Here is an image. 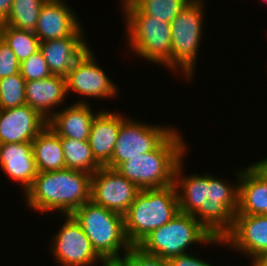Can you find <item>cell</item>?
Segmentation results:
<instances>
[{
	"mask_svg": "<svg viewBox=\"0 0 267 266\" xmlns=\"http://www.w3.org/2000/svg\"><path fill=\"white\" fill-rule=\"evenodd\" d=\"M91 175L64 168L38 172L31 187L24 193L33 210L60 211L64 216L90 201Z\"/></svg>",
	"mask_w": 267,
	"mask_h": 266,
	"instance_id": "cell-1",
	"label": "cell"
},
{
	"mask_svg": "<svg viewBox=\"0 0 267 266\" xmlns=\"http://www.w3.org/2000/svg\"><path fill=\"white\" fill-rule=\"evenodd\" d=\"M175 129L155 150L119 164L115 170L140 190L162 188L174 184L177 164L187 149Z\"/></svg>",
	"mask_w": 267,
	"mask_h": 266,
	"instance_id": "cell-2",
	"label": "cell"
},
{
	"mask_svg": "<svg viewBox=\"0 0 267 266\" xmlns=\"http://www.w3.org/2000/svg\"><path fill=\"white\" fill-rule=\"evenodd\" d=\"M179 213L175 185L140 190L124 215L125 235L137 246L153 230L160 228Z\"/></svg>",
	"mask_w": 267,
	"mask_h": 266,
	"instance_id": "cell-3",
	"label": "cell"
},
{
	"mask_svg": "<svg viewBox=\"0 0 267 266\" xmlns=\"http://www.w3.org/2000/svg\"><path fill=\"white\" fill-rule=\"evenodd\" d=\"M81 225L93 249L103 260H116L132 246L124 230V216L103 206L86 202L71 214Z\"/></svg>",
	"mask_w": 267,
	"mask_h": 266,
	"instance_id": "cell-4",
	"label": "cell"
},
{
	"mask_svg": "<svg viewBox=\"0 0 267 266\" xmlns=\"http://www.w3.org/2000/svg\"><path fill=\"white\" fill-rule=\"evenodd\" d=\"M224 243L223 238L212 237L191 214L179 212L169 222L153 230L136 247L143 253L169 259L187 253L193 243Z\"/></svg>",
	"mask_w": 267,
	"mask_h": 266,
	"instance_id": "cell-5",
	"label": "cell"
},
{
	"mask_svg": "<svg viewBox=\"0 0 267 266\" xmlns=\"http://www.w3.org/2000/svg\"><path fill=\"white\" fill-rule=\"evenodd\" d=\"M130 48L139 56L171 68V24L143 15L129 0H123Z\"/></svg>",
	"mask_w": 267,
	"mask_h": 266,
	"instance_id": "cell-6",
	"label": "cell"
},
{
	"mask_svg": "<svg viewBox=\"0 0 267 266\" xmlns=\"http://www.w3.org/2000/svg\"><path fill=\"white\" fill-rule=\"evenodd\" d=\"M203 2V0H192L171 22V69H181L189 80L194 74L202 37Z\"/></svg>",
	"mask_w": 267,
	"mask_h": 266,
	"instance_id": "cell-7",
	"label": "cell"
},
{
	"mask_svg": "<svg viewBox=\"0 0 267 266\" xmlns=\"http://www.w3.org/2000/svg\"><path fill=\"white\" fill-rule=\"evenodd\" d=\"M235 185L208 173V199L193 217L212 237L223 238L232 229L239 196V186Z\"/></svg>",
	"mask_w": 267,
	"mask_h": 266,
	"instance_id": "cell-8",
	"label": "cell"
},
{
	"mask_svg": "<svg viewBox=\"0 0 267 266\" xmlns=\"http://www.w3.org/2000/svg\"><path fill=\"white\" fill-rule=\"evenodd\" d=\"M175 129L170 126L142 124L124 119L110 162L105 166L115 169L119 164L155 150Z\"/></svg>",
	"mask_w": 267,
	"mask_h": 266,
	"instance_id": "cell-9",
	"label": "cell"
},
{
	"mask_svg": "<svg viewBox=\"0 0 267 266\" xmlns=\"http://www.w3.org/2000/svg\"><path fill=\"white\" fill-rule=\"evenodd\" d=\"M140 189L115 169L101 167L91 175L90 200L125 215Z\"/></svg>",
	"mask_w": 267,
	"mask_h": 266,
	"instance_id": "cell-10",
	"label": "cell"
},
{
	"mask_svg": "<svg viewBox=\"0 0 267 266\" xmlns=\"http://www.w3.org/2000/svg\"><path fill=\"white\" fill-rule=\"evenodd\" d=\"M65 222L54 235L53 256L62 266H91L103 259L93 249L81 225L72 215H65Z\"/></svg>",
	"mask_w": 267,
	"mask_h": 266,
	"instance_id": "cell-11",
	"label": "cell"
},
{
	"mask_svg": "<svg viewBox=\"0 0 267 266\" xmlns=\"http://www.w3.org/2000/svg\"><path fill=\"white\" fill-rule=\"evenodd\" d=\"M95 60L90 47L76 60L66 76L67 94L72 90L76 94L98 99L116 96V85Z\"/></svg>",
	"mask_w": 267,
	"mask_h": 266,
	"instance_id": "cell-12",
	"label": "cell"
},
{
	"mask_svg": "<svg viewBox=\"0 0 267 266\" xmlns=\"http://www.w3.org/2000/svg\"><path fill=\"white\" fill-rule=\"evenodd\" d=\"M48 125L37 110L23 106L0 110V144L32 142Z\"/></svg>",
	"mask_w": 267,
	"mask_h": 266,
	"instance_id": "cell-13",
	"label": "cell"
},
{
	"mask_svg": "<svg viewBox=\"0 0 267 266\" xmlns=\"http://www.w3.org/2000/svg\"><path fill=\"white\" fill-rule=\"evenodd\" d=\"M76 13L63 0H46L40 10L34 34L40 42L68 36H83Z\"/></svg>",
	"mask_w": 267,
	"mask_h": 266,
	"instance_id": "cell-14",
	"label": "cell"
},
{
	"mask_svg": "<svg viewBox=\"0 0 267 266\" xmlns=\"http://www.w3.org/2000/svg\"><path fill=\"white\" fill-rule=\"evenodd\" d=\"M225 244L251 258L267 254V215L235 214L232 229L223 237Z\"/></svg>",
	"mask_w": 267,
	"mask_h": 266,
	"instance_id": "cell-15",
	"label": "cell"
},
{
	"mask_svg": "<svg viewBox=\"0 0 267 266\" xmlns=\"http://www.w3.org/2000/svg\"><path fill=\"white\" fill-rule=\"evenodd\" d=\"M0 167L9 178L22 184L25 193L38 173L32 142L0 144Z\"/></svg>",
	"mask_w": 267,
	"mask_h": 266,
	"instance_id": "cell-16",
	"label": "cell"
},
{
	"mask_svg": "<svg viewBox=\"0 0 267 266\" xmlns=\"http://www.w3.org/2000/svg\"><path fill=\"white\" fill-rule=\"evenodd\" d=\"M88 46L84 36H68L40 42L39 49L51 73L66 77Z\"/></svg>",
	"mask_w": 267,
	"mask_h": 266,
	"instance_id": "cell-17",
	"label": "cell"
},
{
	"mask_svg": "<svg viewBox=\"0 0 267 266\" xmlns=\"http://www.w3.org/2000/svg\"><path fill=\"white\" fill-rule=\"evenodd\" d=\"M124 119L125 117L108 110L98 112L93 119L88 142L94 158L102 167L112 158L120 125Z\"/></svg>",
	"mask_w": 267,
	"mask_h": 266,
	"instance_id": "cell-18",
	"label": "cell"
},
{
	"mask_svg": "<svg viewBox=\"0 0 267 266\" xmlns=\"http://www.w3.org/2000/svg\"><path fill=\"white\" fill-rule=\"evenodd\" d=\"M236 176L239 186L236 214L267 215V178L252 164Z\"/></svg>",
	"mask_w": 267,
	"mask_h": 266,
	"instance_id": "cell-19",
	"label": "cell"
},
{
	"mask_svg": "<svg viewBox=\"0 0 267 266\" xmlns=\"http://www.w3.org/2000/svg\"><path fill=\"white\" fill-rule=\"evenodd\" d=\"M25 95L26 104L49 120L51 113L54 114L52 109L61 105L66 99V77L52 74L41 80L26 81Z\"/></svg>",
	"mask_w": 267,
	"mask_h": 266,
	"instance_id": "cell-20",
	"label": "cell"
},
{
	"mask_svg": "<svg viewBox=\"0 0 267 266\" xmlns=\"http://www.w3.org/2000/svg\"><path fill=\"white\" fill-rule=\"evenodd\" d=\"M95 116L87 101L83 100L68 108L54 111L48 120V126L60 137L88 140Z\"/></svg>",
	"mask_w": 267,
	"mask_h": 266,
	"instance_id": "cell-21",
	"label": "cell"
},
{
	"mask_svg": "<svg viewBox=\"0 0 267 266\" xmlns=\"http://www.w3.org/2000/svg\"><path fill=\"white\" fill-rule=\"evenodd\" d=\"M183 161L181 160L174 172V185L177 191L179 212L193 215L208 199V173L205 175H189L182 177ZM182 190H178V188ZM180 192H183L182 194Z\"/></svg>",
	"mask_w": 267,
	"mask_h": 266,
	"instance_id": "cell-22",
	"label": "cell"
},
{
	"mask_svg": "<svg viewBox=\"0 0 267 266\" xmlns=\"http://www.w3.org/2000/svg\"><path fill=\"white\" fill-rule=\"evenodd\" d=\"M32 150L38 172L66 168L60 136L48 125L32 141Z\"/></svg>",
	"mask_w": 267,
	"mask_h": 266,
	"instance_id": "cell-23",
	"label": "cell"
},
{
	"mask_svg": "<svg viewBox=\"0 0 267 266\" xmlns=\"http://www.w3.org/2000/svg\"><path fill=\"white\" fill-rule=\"evenodd\" d=\"M60 142L66 168L93 174L102 167L94 158L88 140L60 137Z\"/></svg>",
	"mask_w": 267,
	"mask_h": 266,
	"instance_id": "cell-24",
	"label": "cell"
},
{
	"mask_svg": "<svg viewBox=\"0 0 267 266\" xmlns=\"http://www.w3.org/2000/svg\"><path fill=\"white\" fill-rule=\"evenodd\" d=\"M46 0H12L10 14L3 21L17 29L35 31L40 10Z\"/></svg>",
	"mask_w": 267,
	"mask_h": 266,
	"instance_id": "cell-25",
	"label": "cell"
},
{
	"mask_svg": "<svg viewBox=\"0 0 267 266\" xmlns=\"http://www.w3.org/2000/svg\"><path fill=\"white\" fill-rule=\"evenodd\" d=\"M2 39L12 49L20 63L39 50V38L32 31L4 24Z\"/></svg>",
	"mask_w": 267,
	"mask_h": 266,
	"instance_id": "cell-26",
	"label": "cell"
},
{
	"mask_svg": "<svg viewBox=\"0 0 267 266\" xmlns=\"http://www.w3.org/2000/svg\"><path fill=\"white\" fill-rule=\"evenodd\" d=\"M143 15L170 23L192 0H129Z\"/></svg>",
	"mask_w": 267,
	"mask_h": 266,
	"instance_id": "cell-27",
	"label": "cell"
},
{
	"mask_svg": "<svg viewBox=\"0 0 267 266\" xmlns=\"http://www.w3.org/2000/svg\"><path fill=\"white\" fill-rule=\"evenodd\" d=\"M26 80L20 72L0 79V110L26 104Z\"/></svg>",
	"mask_w": 267,
	"mask_h": 266,
	"instance_id": "cell-28",
	"label": "cell"
},
{
	"mask_svg": "<svg viewBox=\"0 0 267 266\" xmlns=\"http://www.w3.org/2000/svg\"><path fill=\"white\" fill-rule=\"evenodd\" d=\"M20 74L26 80H41L52 75L40 49L20 63Z\"/></svg>",
	"mask_w": 267,
	"mask_h": 266,
	"instance_id": "cell-29",
	"label": "cell"
},
{
	"mask_svg": "<svg viewBox=\"0 0 267 266\" xmlns=\"http://www.w3.org/2000/svg\"><path fill=\"white\" fill-rule=\"evenodd\" d=\"M116 261L121 266H169L168 259L145 254L136 246H132Z\"/></svg>",
	"mask_w": 267,
	"mask_h": 266,
	"instance_id": "cell-30",
	"label": "cell"
},
{
	"mask_svg": "<svg viewBox=\"0 0 267 266\" xmlns=\"http://www.w3.org/2000/svg\"><path fill=\"white\" fill-rule=\"evenodd\" d=\"M20 72V62L12 49L0 41V79Z\"/></svg>",
	"mask_w": 267,
	"mask_h": 266,
	"instance_id": "cell-31",
	"label": "cell"
},
{
	"mask_svg": "<svg viewBox=\"0 0 267 266\" xmlns=\"http://www.w3.org/2000/svg\"><path fill=\"white\" fill-rule=\"evenodd\" d=\"M168 263L169 266H212L207 261L194 257V255L191 256L189 253L173 256L168 259Z\"/></svg>",
	"mask_w": 267,
	"mask_h": 266,
	"instance_id": "cell-32",
	"label": "cell"
},
{
	"mask_svg": "<svg viewBox=\"0 0 267 266\" xmlns=\"http://www.w3.org/2000/svg\"><path fill=\"white\" fill-rule=\"evenodd\" d=\"M251 266H267V254H261L252 258Z\"/></svg>",
	"mask_w": 267,
	"mask_h": 266,
	"instance_id": "cell-33",
	"label": "cell"
},
{
	"mask_svg": "<svg viewBox=\"0 0 267 266\" xmlns=\"http://www.w3.org/2000/svg\"><path fill=\"white\" fill-rule=\"evenodd\" d=\"M260 173H262L267 178V157L258 163L252 164Z\"/></svg>",
	"mask_w": 267,
	"mask_h": 266,
	"instance_id": "cell-34",
	"label": "cell"
},
{
	"mask_svg": "<svg viewBox=\"0 0 267 266\" xmlns=\"http://www.w3.org/2000/svg\"><path fill=\"white\" fill-rule=\"evenodd\" d=\"M102 266H121L116 260H103Z\"/></svg>",
	"mask_w": 267,
	"mask_h": 266,
	"instance_id": "cell-35",
	"label": "cell"
},
{
	"mask_svg": "<svg viewBox=\"0 0 267 266\" xmlns=\"http://www.w3.org/2000/svg\"><path fill=\"white\" fill-rule=\"evenodd\" d=\"M3 27H4V22L0 19V41L2 40Z\"/></svg>",
	"mask_w": 267,
	"mask_h": 266,
	"instance_id": "cell-36",
	"label": "cell"
}]
</instances>
